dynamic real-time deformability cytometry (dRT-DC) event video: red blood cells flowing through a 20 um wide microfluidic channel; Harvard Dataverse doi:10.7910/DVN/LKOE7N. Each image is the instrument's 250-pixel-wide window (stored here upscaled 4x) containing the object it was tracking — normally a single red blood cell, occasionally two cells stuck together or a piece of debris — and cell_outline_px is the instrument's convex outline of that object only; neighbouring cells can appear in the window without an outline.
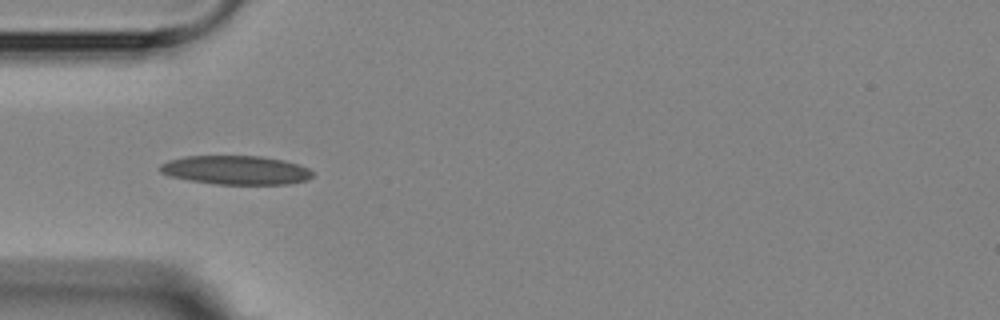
{"species": "Egyptian fruit bat (a non-hibernating species)", "species_latin": "Rousettus aegyptiacus", "temperature_condition": "room temperature", "stored_images_in_passage": 6, "camera_frame_rate_fps": 3000, "um_per_image_px": 0.085, "animal": {"sex": "female"}, "frame": {"image": 1, "passage_image": 4, "time_ms": 3.667, "image_size_px": [1000, 320], "cell_outline_px": [[312, 176], [308, 180], [288, 184], [216, 184], [188, 180], [168, 176], [160, 172], [160, 164], [168, 160], [184, 156], [260, 156], [284, 160], [300, 164], [308, 168], [312, 172]], "centroid_in_image_um": [20.04, 14.45], "position_along_channel_um": 65.0, "area_um2": 25.84}}
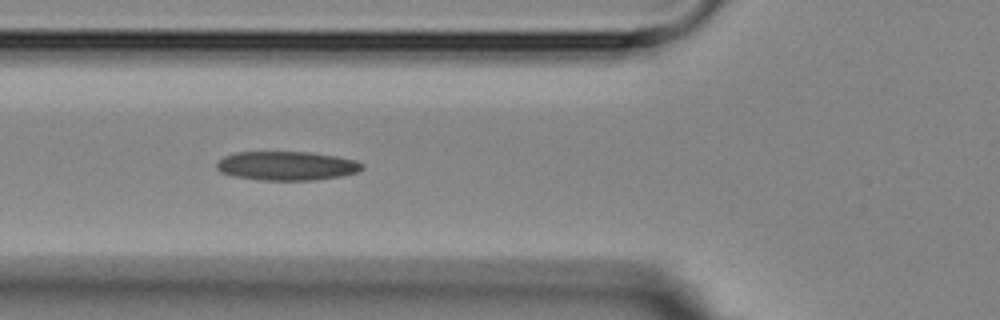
{"frame": {"image": 2, "passage_image": 5, "time_ms": 4.667, "image_size_px": [1000, 320], "cell_outline_px": [[364, 168], [356, 172], [340, 176], [312, 180], [260, 180], [232, 176], [220, 172], [216, 168], [216, 164], [224, 156], [236, 152], [312, 152], [336, 156], [356, 160], [364, 164]], "centroid_in_image_um": [24.36, 14.09], "position_along_channel_um": 101.4, "area_um2": 24.62}}
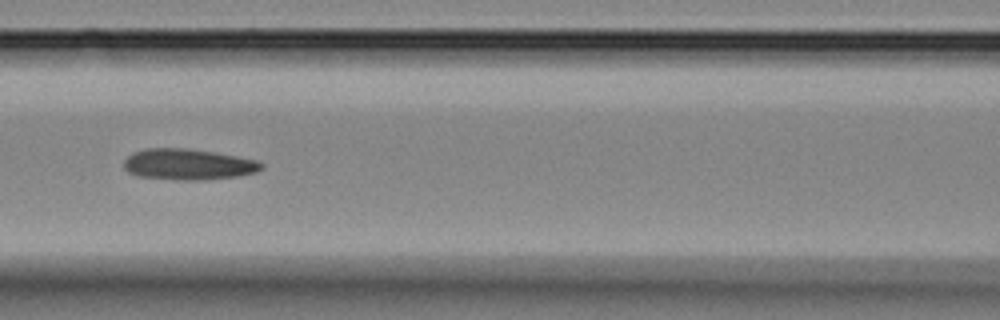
{"frame": {"image": 3, "passage_image": 6, "time_ms": 6.0, "image_size_px": [1000, 320], "cell_outline_px": [[264, 168], [256, 172], [236, 176], [200, 180], [176, 180], [136, 176], [128, 172], [124, 168], [124, 160], [132, 152], [148, 148], [188, 148], [216, 152], [256, 160], [264, 164]], "centroid_in_image_um": [15.97, 13.97], "position_along_channel_um": 150.6, "area_um2": 24.97}}